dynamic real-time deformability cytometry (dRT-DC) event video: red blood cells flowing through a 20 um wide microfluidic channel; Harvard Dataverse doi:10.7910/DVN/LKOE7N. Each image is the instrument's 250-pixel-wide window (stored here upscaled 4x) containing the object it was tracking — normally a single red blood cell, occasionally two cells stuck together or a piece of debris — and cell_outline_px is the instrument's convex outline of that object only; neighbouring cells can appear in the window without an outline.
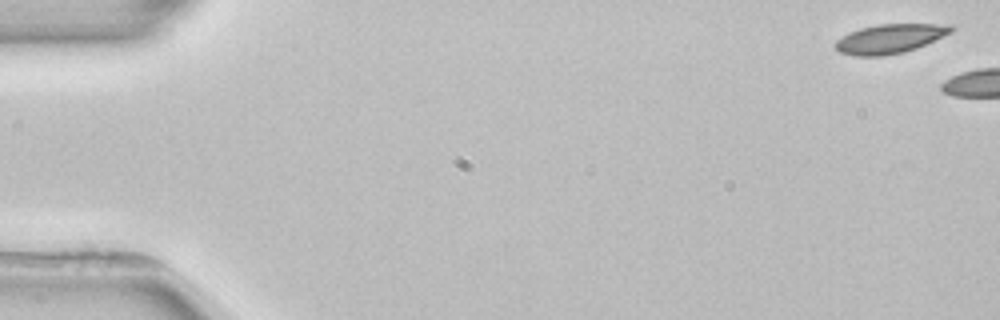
{"species": "common noctule bat (a hibernating species)", "species_latin": "Nyctalus noctula", "temperature_condition": "room temperature", "stored_images_in_passage": 5, "camera_frame_rate_fps": 3000, "um_per_image_px": 0.085, "animal": {"sex": "female", "body_mass_g": 22.7, "forearm_length_mm": 54.2}, "frame": {"image": 1, "passage_image": 1, "time_ms": 0.0, "image_size_px": [1000, 320], "cell_outline_px": [[956, 28], [952, 32], [916, 48], [904, 52], [884, 56], [856, 56], [840, 52], [832, 44], [836, 40], [848, 32], [860, 28], [876, 24], [952, 24]], "centroid_in_image_um": [75.63, 3.28], "position_along_channel_um": 9.4, "area_um2": 19.88}}